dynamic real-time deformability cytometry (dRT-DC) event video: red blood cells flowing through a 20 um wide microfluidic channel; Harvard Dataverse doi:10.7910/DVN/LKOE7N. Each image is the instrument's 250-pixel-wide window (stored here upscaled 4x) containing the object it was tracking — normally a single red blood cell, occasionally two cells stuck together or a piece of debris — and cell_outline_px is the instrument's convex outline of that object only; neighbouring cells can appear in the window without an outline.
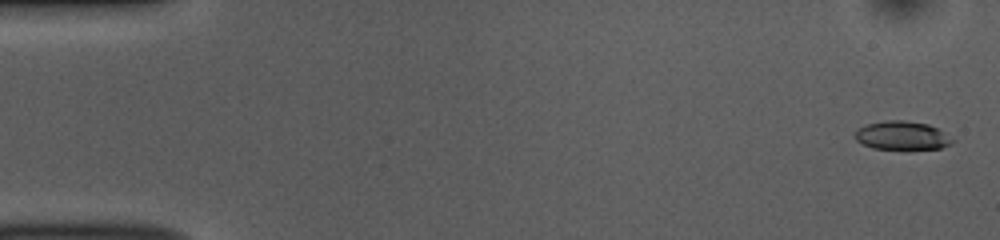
{"species": "common noctule bat (a hibernating species)", "species_latin": "Nyctalus noctula", "temperature_condition": "room temperature", "stored_images_in_passage": 50, "camera_frame_rate_fps": 3000, "um_per_image_px": 0.085, "animal": {"sex": "female", "body_mass_g": 10.0, "forearm_length_mm": 53.1}, "frame": {"image": 1, "passage_image": 2, "time_ms": 0.333, "image_size_px": [1000, 240], "cell_outline_px": [[956, 140], [952, 144], [940, 148], [872, 148], [856, 140], [856, 132], [860, 128], [868, 124], [888, 120], [904, 120], [928, 124], [944, 132]], "centroid_in_image_um": [76.73, 11.51], "position_along_channel_um": 8.3, "area_um2": 15.84}}
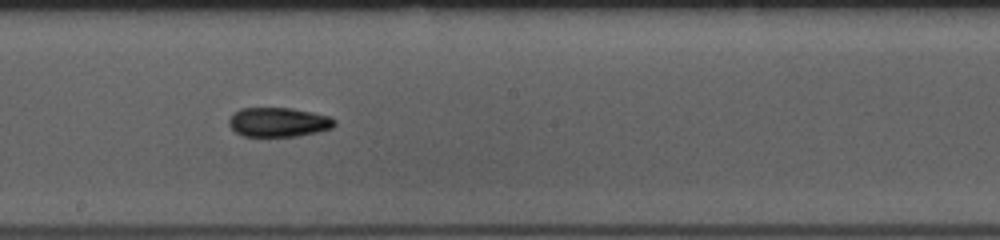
{"frame": {"image": 2, "passage_image": 29, "time_ms": 9.333, "image_size_px": [1000, 240], "cell_outline_px": [[336, 124], [332, 128], [316, 132], [296, 136], [244, 136], [236, 132], [228, 124], [228, 120], [232, 112], [240, 108], [292, 108], [312, 112], [328, 116], [336, 120]], "centroid_in_image_um": [23.64, 10.37], "position_along_channel_um": 224.6, "area_um2": 18.09}}
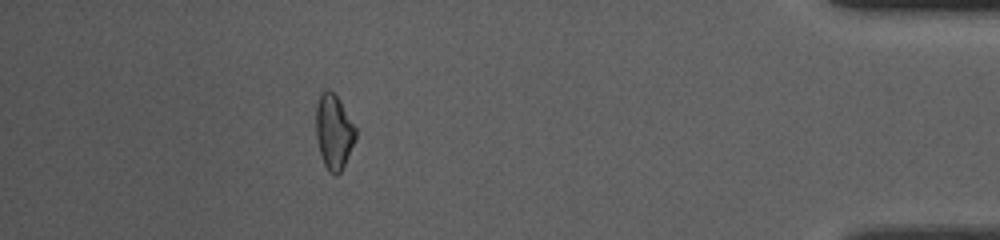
{"frame": {"image": 3, "passage_image": 47, "time_ms": 15.333, "image_size_px": [1000, 240], "cell_outline_px": [[356, 140], [340, 172], [336, 176], [328, 172], [324, 164], [316, 140], [316, 104], [320, 92], [328, 88], [336, 96], [356, 128]], "centroid_in_image_um": [28.35, 11.21], "position_along_channel_um": 406.8, "area_um2": 17.22}}